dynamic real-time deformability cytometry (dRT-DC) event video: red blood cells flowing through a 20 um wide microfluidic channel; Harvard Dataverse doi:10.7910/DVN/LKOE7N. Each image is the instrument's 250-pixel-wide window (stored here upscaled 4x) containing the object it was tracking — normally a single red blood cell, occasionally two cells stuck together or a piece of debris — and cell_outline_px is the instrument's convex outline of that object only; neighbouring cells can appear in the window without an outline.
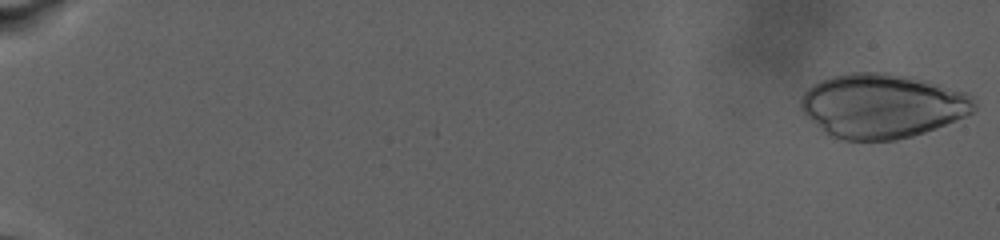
{"species": "human", "species_latin": "Homo sapiens", "temperature_condition": "warm", "stored_images_in_passage": 23, "camera_frame_rate_fps": 3000, "um_per_image_px": 0.085, "donor": {"sex": "male"}, "frame": {"image": 1, "passage_image": 1, "time_ms": 0.0, "image_size_px": [1000, 240], "cell_outline_px": [[976, 108], [972, 112], [964, 116], [936, 128], [912, 136], [896, 140], [832, 140], [800, 108], [800, 100], [804, 92], [808, 88], [820, 80], [832, 76], [852, 72], [884, 72], [908, 76], [964, 92], [972, 96], [976, 100]], "centroid_in_image_um": [74.95, 9.01], "position_along_channel_um": 10.0, "area_um2": 64.85}}
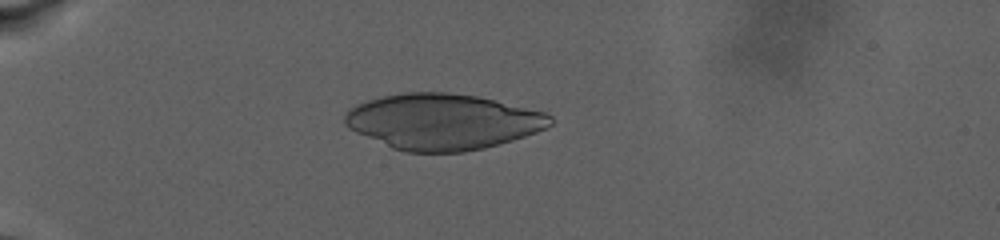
{"frame": {"image": 2, "passage_image": 17, "time_ms": 8.333, "image_size_px": [1000, 240], "cell_outline_px": [[556, 120], [548, 128], [512, 140], [484, 148], [464, 152], [404, 152], [392, 148], [356, 132], [348, 128], [344, 124], [344, 116], [356, 104], [368, 100], [384, 96], [404, 92], [448, 92], [476, 96], [544, 112], [552, 116]], "centroid_in_image_um": [37.64, 10.34], "position_along_channel_um": 47.4, "area_um2": 66.64}}